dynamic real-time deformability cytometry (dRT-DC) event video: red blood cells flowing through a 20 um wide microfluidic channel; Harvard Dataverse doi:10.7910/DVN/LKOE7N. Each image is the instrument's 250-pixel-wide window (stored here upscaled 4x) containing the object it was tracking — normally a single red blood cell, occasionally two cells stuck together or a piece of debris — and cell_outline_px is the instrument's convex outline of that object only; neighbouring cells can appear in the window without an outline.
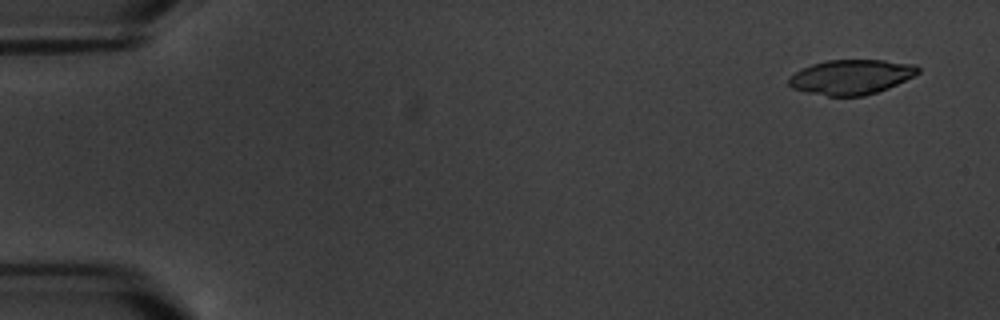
{"species": "common noctule bat (a hibernating species)", "species_latin": "Nyctalus noctula", "temperature_condition": "warm", "stored_images_in_passage": 9, "camera_frame_rate_fps": 3000, "um_per_image_px": 0.085, "animal": {"sex": "male", "body_mass_g": 20.1, "forearm_length_mm": 53.5}, "frame": {"image": 1, "passage_image": 1, "time_ms": 0.0, "image_size_px": [1000, 320], "cell_outline_px": [[920, 72], [888, 88], [864, 96], [828, 96], [808, 92], [792, 88], [788, 84], [788, 76], [812, 64], [828, 60], [884, 60], [916, 64], [920, 68]], "centroid_in_image_um": [72.35, 6.54], "position_along_channel_um": 12.6, "area_um2": 26.07}}